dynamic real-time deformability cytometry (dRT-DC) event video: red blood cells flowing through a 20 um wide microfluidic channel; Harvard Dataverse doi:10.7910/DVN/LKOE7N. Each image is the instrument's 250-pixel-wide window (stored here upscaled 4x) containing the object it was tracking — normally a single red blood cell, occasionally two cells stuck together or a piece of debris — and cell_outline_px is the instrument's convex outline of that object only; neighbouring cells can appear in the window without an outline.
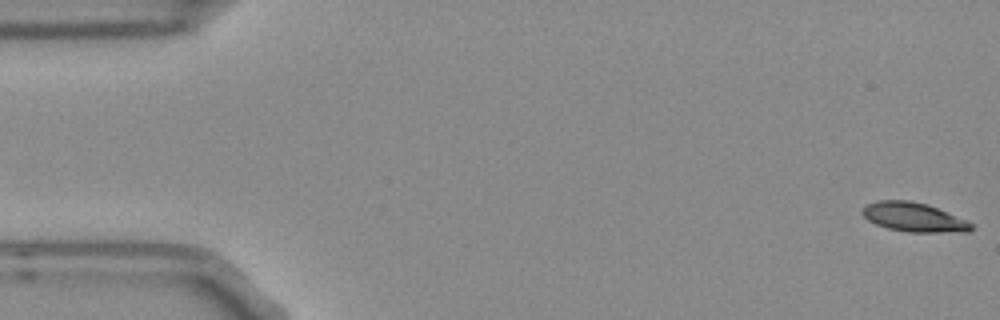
{"species": "Egyptian fruit bat (a non-hibernating species)", "species_latin": "Rousettus aegyptiacus", "temperature_condition": "room temperature", "stored_images_in_passage": 4, "camera_frame_rate_fps": 3000, "um_per_image_px": 0.085, "frame": {"image": 1, "passage_image": 1, "time_ms": 0.0, "image_size_px": [1000, 320], "cell_outline_px": [[972, 228], [968, 232], [908, 232], [888, 228], [876, 224], [868, 220], [860, 212], [864, 204], [876, 200], [908, 200], [928, 204], [968, 220], [972, 224]], "centroid_in_image_um": [77.65, 18.45], "position_along_channel_um": 7.4, "area_um2": 18.73}}
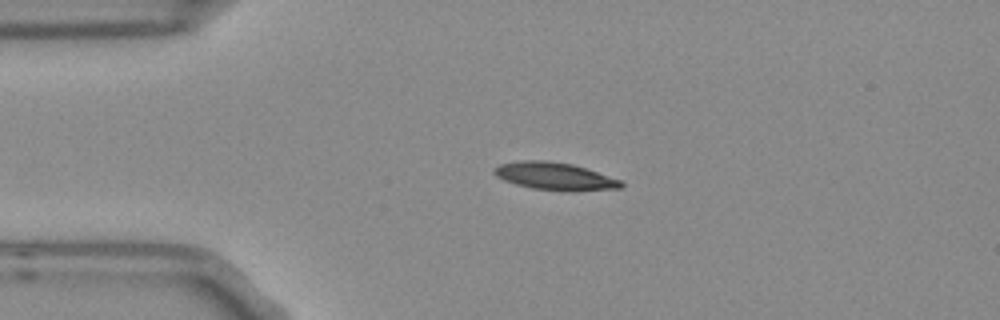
{"frame": {"image": 2, "passage_image": 4, "time_ms": 1.0, "image_size_px": [1000, 320], "cell_outline_px": [[624, 184], [620, 188], [572, 192], [568, 192], [532, 188], [516, 184], [504, 180], [496, 176], [492, 172], [492, 168], [500, 164], [520, 160], [548, 160], [572, 164], [620, 180]], "centroid_in_image_um": [47.11, 14.98], "position_along_channel_um": 37.9, "area_um2": 20.46}}